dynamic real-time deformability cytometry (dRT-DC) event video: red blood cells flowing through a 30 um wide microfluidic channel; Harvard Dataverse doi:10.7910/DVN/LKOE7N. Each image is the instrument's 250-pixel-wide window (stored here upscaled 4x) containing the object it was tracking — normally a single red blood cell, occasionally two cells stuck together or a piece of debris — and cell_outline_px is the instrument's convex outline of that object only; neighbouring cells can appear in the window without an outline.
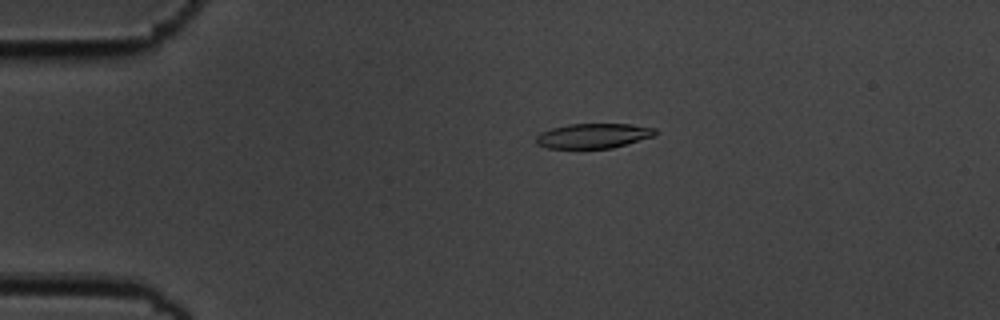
{"species": "common noctule bat (a hibernating species)", "species_latin": "Nyctalus noctula", "temperature_condition": "cold", "stored_images_in_passage": 5, "camera_frame_rate_fps": 3000, "um_per_image_px": 0.085, "animal": {"sex": "male", "body_mass_g": 19.5, "forearm_length_mm": 54.6}, "frame": {"image": 1, "passage_image": 3, "time_ms": 0.667, "image_size_px": [1000, 320], "cell_outline_px": [[656, 136], [612, 148], [548, 148], [536, 144], [536, 136], [540, 132], [552, 128], [568, 124], [632, 124], [656, 128]], "centroid_in_image_um": [50.45, 11.54], "position_along_channel_um": 34.5, "area_um2": 17.34}}
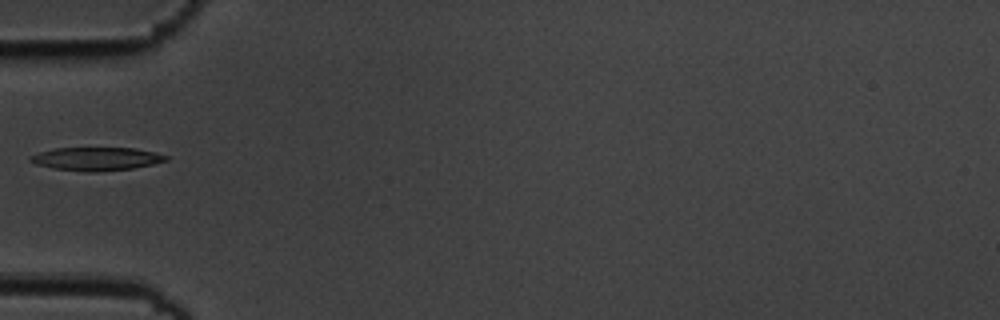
{"frame": {"image": 2, "passage_image": 5, "time_ms": 1.333, "image_size_px": [1000, 320], "cell_outline_px": [[168, 160], [152, 164], [132, 168], [96, 172], [88, 172], [52, 168], [36, 164], [28, 160], [28, 156], [40, 152], [56, 148], [136, 148], [156, 152], [168, 156]], "centroid_in_image_um": [8.18, 13.5], "position_along_channel_um": 76.8, "area_um2": 18.38}}